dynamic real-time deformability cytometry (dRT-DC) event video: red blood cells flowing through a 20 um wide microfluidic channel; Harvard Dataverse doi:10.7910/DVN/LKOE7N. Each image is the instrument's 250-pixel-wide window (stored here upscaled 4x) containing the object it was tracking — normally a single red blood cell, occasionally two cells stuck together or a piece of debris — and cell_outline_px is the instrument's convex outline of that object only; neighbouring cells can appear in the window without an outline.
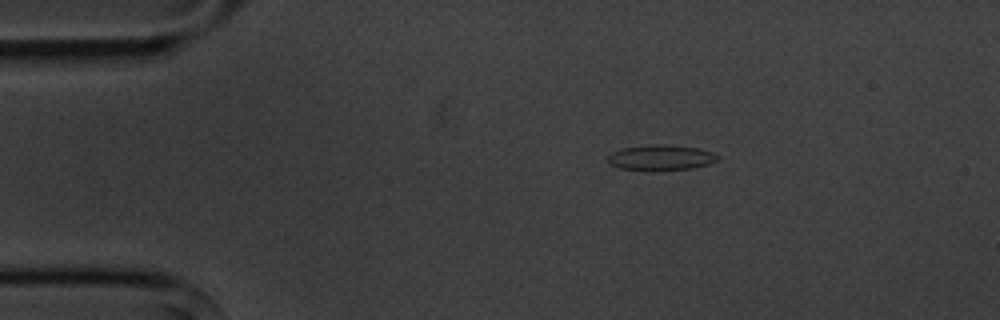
{"species": "common noctule bat (a hibernating species)", "species_latin": "Nyctalus noctula", "temperature_condition": "cold", "stored_images_in_passage": 4, "camera_frame_rate_fps": 3000, "um_per_image_px": 0.085, "animal": {"sex": "male", "body_mass_g": 20.1, "forearm_length_mm": 53.5}, "frame": {"image": 1, "passage_image": 3, "time_ms": 2.333, "image_size_px": [1000, 320], "cell_outline_px": [[716, 160], [708, 164], [692, 168], [652, 172], [648, 172], [620, 168], [608, 164], [608, 156], [612, 152], [620, 148], [652, 144], [668, 144], [700, 148], [712, 152], [716, 156]], "centroid_in_image_um": [56.11, 13.41], "position_along_channel_um": 28.9, "area_um2": 16.7}}